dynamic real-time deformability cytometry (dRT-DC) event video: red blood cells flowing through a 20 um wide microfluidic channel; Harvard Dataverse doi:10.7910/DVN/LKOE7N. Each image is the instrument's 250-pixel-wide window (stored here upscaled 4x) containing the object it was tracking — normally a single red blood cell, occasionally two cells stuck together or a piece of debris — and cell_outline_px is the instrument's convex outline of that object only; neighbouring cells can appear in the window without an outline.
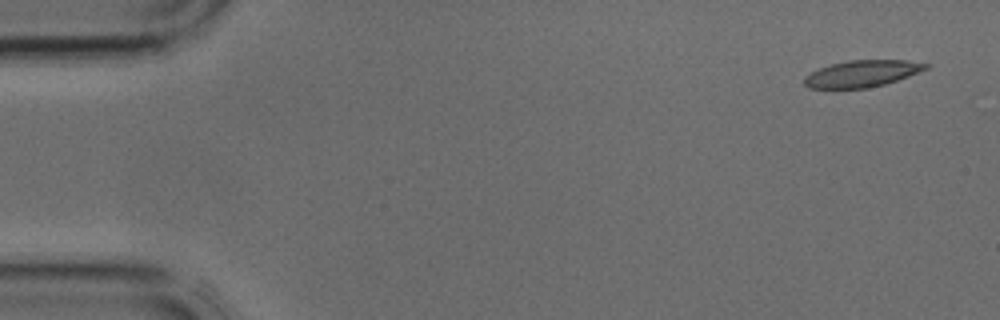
{"species": "common noctule bat (a hibernating species)", "species_latin": "Nyctalus noctula", "temperature_condition": "cold", "stored_images_in_passage": 4, "camera_frame_rate_fps": 3000, "um_per_image_px": 0.085, "animal": {"sex": "male", "body_mass_g": 17.9, "forearm_length_mm": 54.2}, "frame": {"image": 1, "passage_image": 1, "time_ms": 0.0, "image_size_px": [1000, 320], "cell_outline_px": [[932, 64], [928, 68], [908, 76], [884, 84], [868, 88], [808, 88], [804, 84], [804, 76], [820, 68], [832, 64], [848, 60], [908, 60]], "centroid_in_image_um": [73.29, 6.25], "position_along_channel_um": 11.7, "area_um2": 18.79}}
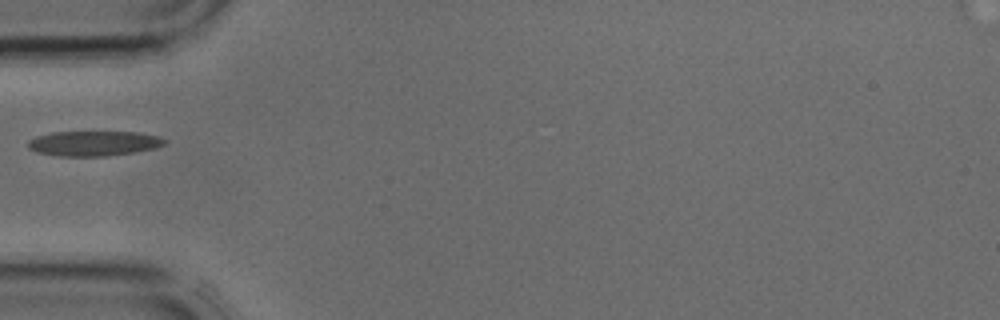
{"frame": {"image": 2, "passage_image": 4, "time_ms": 1.0, "image_size_px": [1000, 320], "cell_outline_px": [[168, 140], [164, 144], [156, 148], [108, 156], [60, 156], [36, 152], [28, 148], [28, 140], [36, 136], [52, 132], [136, 132], [160, 136]], "centroid_in_image_um": [7.96, 12.18], "position_along_channel_um": 77.0, "area_um2": 19.94}}